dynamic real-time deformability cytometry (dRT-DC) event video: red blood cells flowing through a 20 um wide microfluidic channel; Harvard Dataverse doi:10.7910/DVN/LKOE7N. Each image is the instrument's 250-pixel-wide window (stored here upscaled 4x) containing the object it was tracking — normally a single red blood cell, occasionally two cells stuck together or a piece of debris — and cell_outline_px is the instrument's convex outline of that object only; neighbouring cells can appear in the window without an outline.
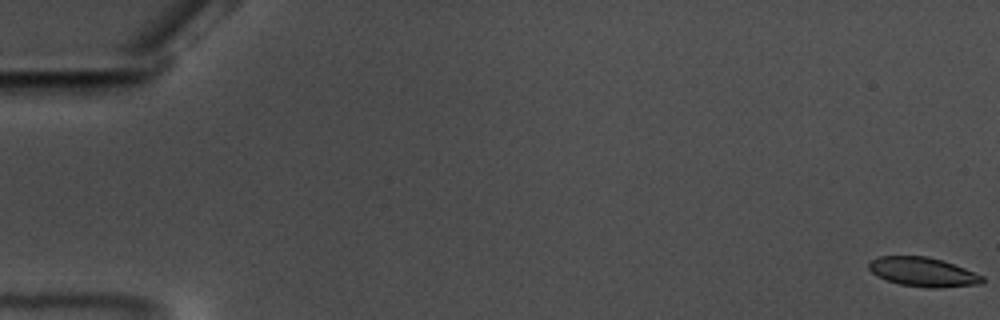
{"species": "common noctule bat (a hibernating species)", "species_latin": "Nyctalus noctula", "temperature_condition": "warm", "stored_images_in_passage": 19, "camera_frame_rate_fps": 3000, "um_per_image_px": 0.085, "animal": {"sex": "male", "body_mass_g": 17.5, "forearm_length_mm": 52.3}, "frame": {"image": 1, "passage_image": 1, "time_ms": 0.0, "image_size_px": [1000, 320], "cell_outline_px": [[984, 280], [980, 284], [940, 288], [932, 288], [900, 284], [888, 280], [872, 272], [868, 268], [868, 264], [872, 260], [880, 256], [928, 256], [964, 268], [984, 276]], "centroid_in_image_um": [78.47, 23.12], "position_along_channel_um": 6.5, "area_um2": 19.02}}
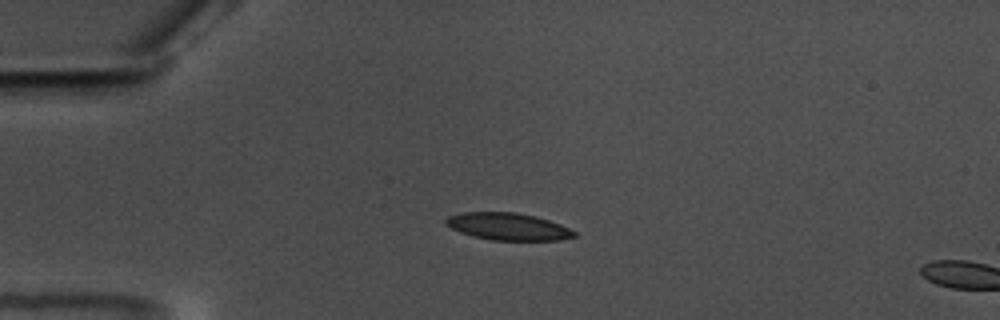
{"frame": {"image": 2, "passage_image": 16, "time_ms": 5.0, "image_size_px": [1000, 320], "cell_outline_px": [[576, 236], [560, 240], [492, 240], [472, 236], [460, 232], [444, 224], [444, 220], [448, 216], [464, 212], [516, 212], [536, 216], [560, 224], [576, 232]], "centroid_in_image_um": [43.16, 19.25], "position_along_channel_um": 41.8, "area_um2": 20.35}}